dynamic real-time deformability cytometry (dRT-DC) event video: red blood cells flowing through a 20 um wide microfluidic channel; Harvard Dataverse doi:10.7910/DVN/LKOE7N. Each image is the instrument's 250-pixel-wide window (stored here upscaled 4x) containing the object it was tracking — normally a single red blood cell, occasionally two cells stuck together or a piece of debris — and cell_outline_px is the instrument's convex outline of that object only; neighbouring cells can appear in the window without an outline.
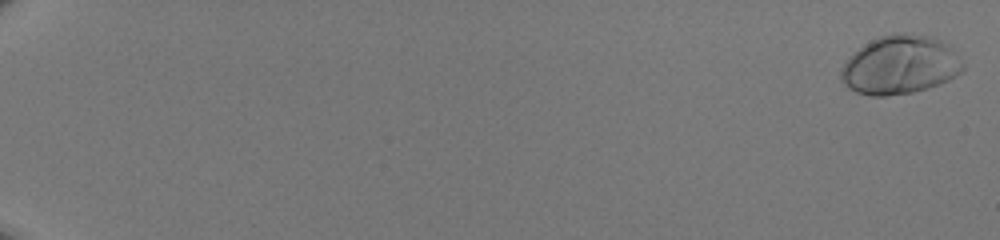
{"species": "human", "species_latin": "Homo sapiens", "temperature_condition": "room temperature", "stored_images_in_passage": 52, "camera_frame_rate_fps": 3000, "um_per_image_px": 0.085, "donor": {"sex": "male"}, "frame": {"image": 1, "passage_image": 2, "time_ms": 0.333, "image_size_px": [1000, 240], "cell_outline_px": [[964, 68], [960, 72], [948, 80], [940, 84], [912, 92], [888, 96], [872, 96], [856, 92], [848, 88], [840, 80], [840, 68], [860, 48], [872, 40], [880, 36], [904, 32], [932, 36], [940, 40], [964, 64]], "centroid_in_image_um": [76.47, 5.54], "position_along_channel_um": 8.5, "area_um2": 41.1}}
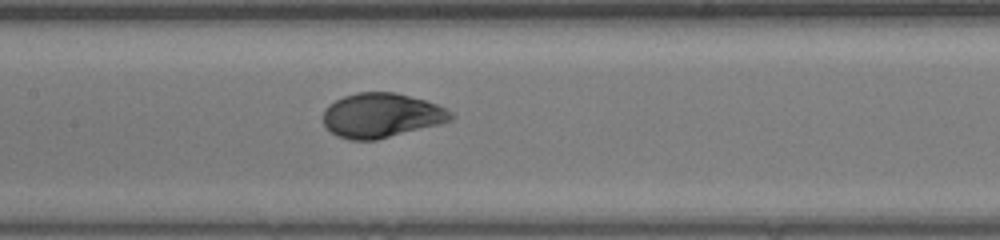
{"frame": {"image": 2, "passage_image": 30, "time_ms": 9.667, "image_size_px": [1000, 240], "cell_outline_px": [[456, 116], [452, 120], [440, 124], [376, 140], [352, 140], [336, 136], [324, 124], [324, 108], [328, 104], [344, 96], [356, 92], [396, 92], [424, 100], [448, 108]], "centroid_in_image_um": [32.44, 9.8], "position_along_channel_um": 175.0, "area_um2": 33.23}}
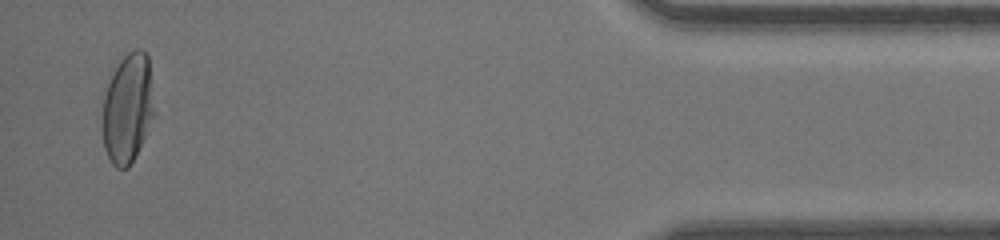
{"frame": {"image": 3, "passage_image": 51, "time_ms": 16.667, "image_size_px": [1000, 240], "cell_outline_px": [[156, 112], [128, 168], [116, 168], [112, 164], [104, 148], [104, 96], [108, 84], [120, 60], [128, 52], [136, 48], [140, 48], [148, 56]], "centroid_in_image_um": [10.89, 9.17], "position_along_channel_um": 424.3, "area_um2": 32.48}}